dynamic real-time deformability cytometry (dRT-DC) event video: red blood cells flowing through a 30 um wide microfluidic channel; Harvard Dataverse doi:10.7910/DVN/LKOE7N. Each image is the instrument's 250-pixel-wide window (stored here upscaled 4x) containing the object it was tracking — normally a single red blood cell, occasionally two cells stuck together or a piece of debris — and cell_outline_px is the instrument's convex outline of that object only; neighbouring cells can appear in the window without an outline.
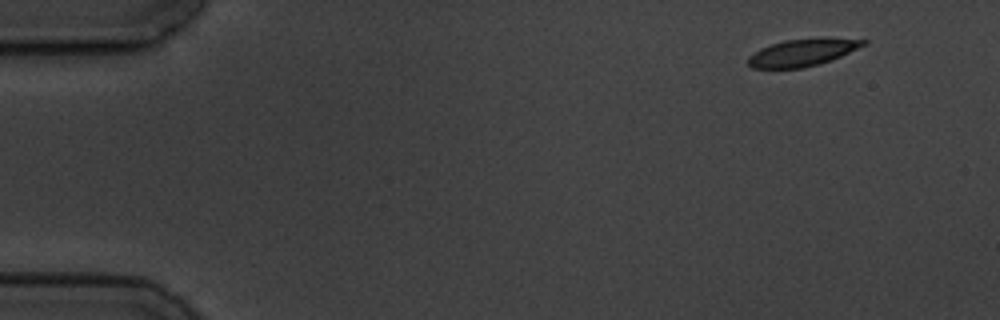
{"species": "common noctule bat (a hibernating species)", "species_latin": "Nyctalus noctula", "temperature_condition": "cold", "stored_images_in_passage": 4, "camera_frame_rate_fps": 3000, "um_per_image_px": 0.085, "animal": {"sex": "male", "body_mass_g": 19.5, "forearm_length_mm": 54.6}, "frame": {"image": 1, "passage_image": 1, "time_ms": 0.0, "image_size_px": [1000, 320], "cell_outline_px": [[868, 44], [840, 56], [804, 68], [752, 68], [748, 64], [748, 56], [760, 48], [784, 40], [824, 36], [828, 36], [868, 40]], "centroid_in_image_um": [68.25, 4.42], "position_along_channel_um": 16.7, "area_um2": 18.55}}